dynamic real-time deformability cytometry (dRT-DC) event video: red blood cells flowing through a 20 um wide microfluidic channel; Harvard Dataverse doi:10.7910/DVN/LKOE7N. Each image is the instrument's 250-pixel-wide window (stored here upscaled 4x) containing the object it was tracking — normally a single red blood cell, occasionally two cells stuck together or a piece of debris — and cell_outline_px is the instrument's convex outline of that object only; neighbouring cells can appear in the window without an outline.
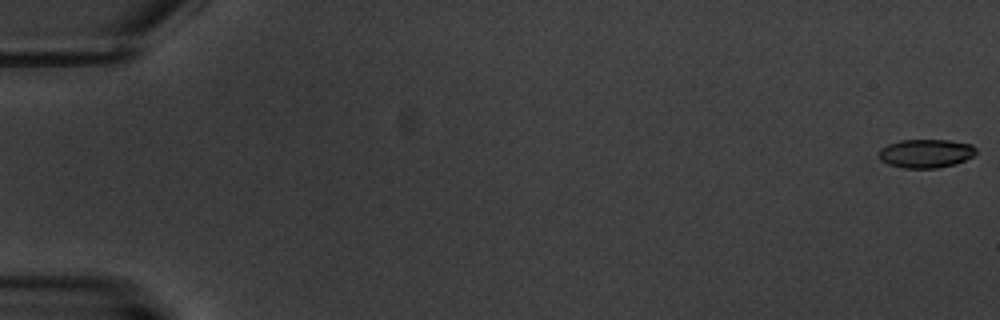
{"species": "common noctule bat (a hibernating species)", "species_latin": "Nyctalus noctula", "temperature_condition": "warm", "stored_images_in_passage": 7, "camera_frame_rate_fps": 3000, "um_per_image_px": 0.085, "animal": {"sex": "male", "body_mass_g": 20.1, "forearm_length_mm": 53.5}, "frame": {"image": 1, "passage_image": 1, "time_ms": 0.0, "image_size_px": [1000, 320], "cell_outline_px": [[976, 152], [972, 156], [956, 164], [940, 168], [904, 168], [888, 164], [880, 160], [880, 148], [888, 144], [900, 140], [948, 140], [972, 144], [976, 148]], "centroid_in_image_um": [78.7, 13.04], "position_along_channel_um": 6.3, "area_um2": 16.24}}
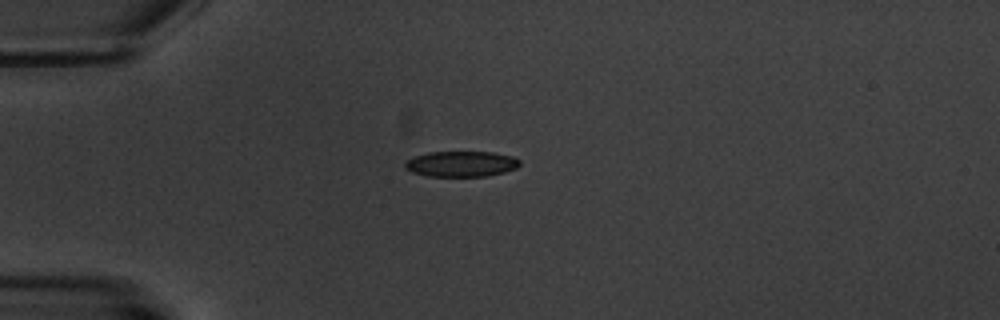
{"frame": {"image": 2, "passage_image": 5, "time_ms": 5.333, "image_size_px": [1000, 320], "cell_outline_px": [[520, 164], [516, 168], [504, 172], [484, 176], [428, 176], [412, 172], [404, 168], [404, 164], [408, 160], [416, 156], [428, 152], [492, 152], [512, 156], [520, 160]], "centroid_in_image_um": [39.21, 13.93], "position_along_channel_um": 45.8, "area_um2": 16.99}}